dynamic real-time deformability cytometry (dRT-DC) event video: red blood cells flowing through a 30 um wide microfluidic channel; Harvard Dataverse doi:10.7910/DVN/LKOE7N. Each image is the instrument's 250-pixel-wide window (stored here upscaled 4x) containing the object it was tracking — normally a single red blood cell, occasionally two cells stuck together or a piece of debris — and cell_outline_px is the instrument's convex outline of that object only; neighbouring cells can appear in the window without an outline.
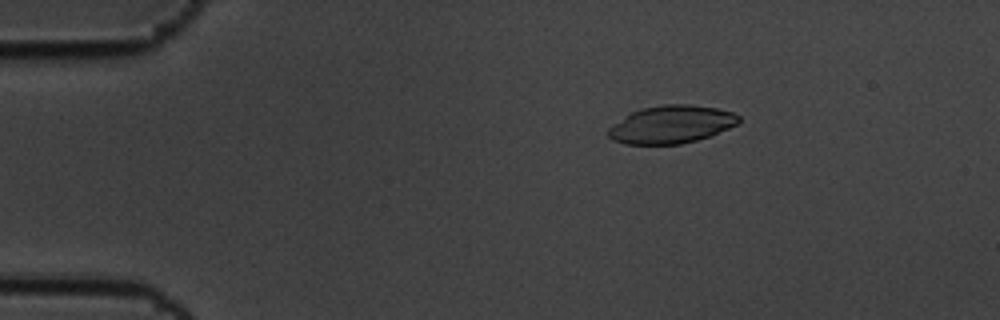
{"species": "common noctule bat (a hibernating species)", "species_latin": "Nyctalus noctula", "temperature_condition": "cold", "stored_images_in_passage": 5, "camera_frame_rate_fps": 3000, "um_per_image_px": 0.085, "animal": {"sex": "male", "body_mass_g": 19.5, "forearm_length_mm": 54.6}, "frame": {"image": 1, "passage_image": 3, "time_ms": 0.667, "image_size_px": [1000, 320], "cell_outline_px": [[740, 120], [736, 124], [728, 128], [708, 136], [696, 140], [680, 144], [624, 144], [612, 140], [608, 136], [608, 128], [624, 116], [640, 108], [664, 104], [688, 104], [716, 108], [732, 112], [740, 116]], "centroid_in_image_um": [57.02, 10.57], "position_along_channel_um": 28.0, "area_um2": 28.61}}